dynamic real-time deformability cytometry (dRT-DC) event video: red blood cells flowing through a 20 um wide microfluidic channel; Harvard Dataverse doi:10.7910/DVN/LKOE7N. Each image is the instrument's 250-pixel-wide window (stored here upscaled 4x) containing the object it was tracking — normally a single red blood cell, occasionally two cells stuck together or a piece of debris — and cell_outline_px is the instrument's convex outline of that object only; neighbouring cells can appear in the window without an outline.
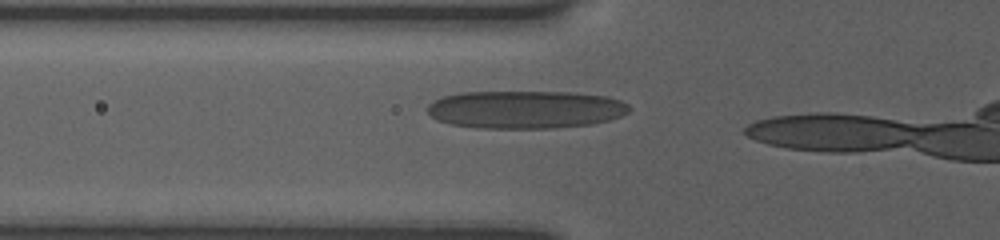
{"species": "human", "species_latin": "Homo sapiens", "temperature_condition": "room temperature", "stored_images_in_passage": 10, "camera_frame_rate_fps": 3000, "um_per_image_px": 0.085, "donor": {"sex": "female"}, "frame": {"image": 1, "passage_image": 6, "time_ms": 4.0, "image_size_px": [1000, 240], "cell_outline_px": [[632, 108], [628, 112], [620, 116], [608, 120], [592, 124], [552, 128], [484, 128], [452, 124], [436, 120], [428, 112], [428, 104], [432, 100], [444, 96], [460, 92], [576, 92], [608, 96], [620, 100], [628, 104]], "centroid_in_image_um": [44.68, 9.3], "position_along_channel_um": 81.1, "area_um2": 44.74}}
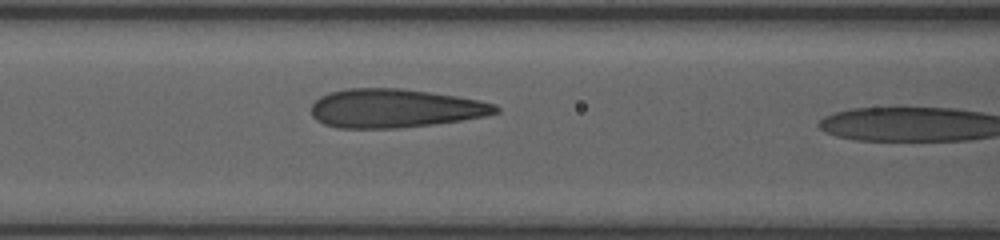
{"frame": {"image": 2, "passage_image": 9, "time_ms": 5.333, "image_size_px": [1000, 240], "cell_outline_px": [[500, 112], [484, 116], [460, 120], [432, 124], [396, 128], [336, 128], [324, 124], [316, 120], [312, 116], [312, 104], [320, 96], [328, 92], [348, 88], [400, 88], [456, 96], [496, 104], [500, 108]], "centroid_in_image_um": [33.53, 9.2], "position_along_channel_um": 133.1, "area_um2": 41.5}}